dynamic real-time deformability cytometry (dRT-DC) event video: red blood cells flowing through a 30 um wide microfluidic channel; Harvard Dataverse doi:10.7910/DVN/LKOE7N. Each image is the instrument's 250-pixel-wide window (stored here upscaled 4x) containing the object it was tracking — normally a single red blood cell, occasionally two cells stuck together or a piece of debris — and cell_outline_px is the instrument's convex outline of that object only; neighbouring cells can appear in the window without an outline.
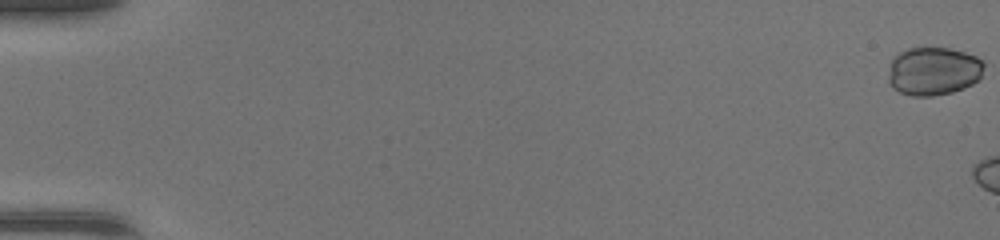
{"species": "common noctule bat (a hibernating species)", "species_latin": "Nyctalus noctula", "temperature_condition": "warm", "stored_images_in_passage": 8, "camera_frame_rate_fps": 3000, "um_per_image_px": 0.085, "animal": {"sex": "female", "body_mass_g": 17.0, "forearm_length_mm": 48.0}, "frame": {"image": 1, "passage_image": 1, "time_ms": 0.0, "image_size_px": [1000, 240], "cell_outline_px": [[984, 64], [980, 80], [964, 88], [952, 92], [932, 96], [912, 96], [900, 92], [892, 88], [888, 80], [888, 76], [892, 60], [900, 52], [908, 48], [948, 48], [964, 52], [976, 56]], "centroid_in_image_um": [79.35, 6.06], "position_along_channel_um": 5.7, "area_um2": 26.93}}